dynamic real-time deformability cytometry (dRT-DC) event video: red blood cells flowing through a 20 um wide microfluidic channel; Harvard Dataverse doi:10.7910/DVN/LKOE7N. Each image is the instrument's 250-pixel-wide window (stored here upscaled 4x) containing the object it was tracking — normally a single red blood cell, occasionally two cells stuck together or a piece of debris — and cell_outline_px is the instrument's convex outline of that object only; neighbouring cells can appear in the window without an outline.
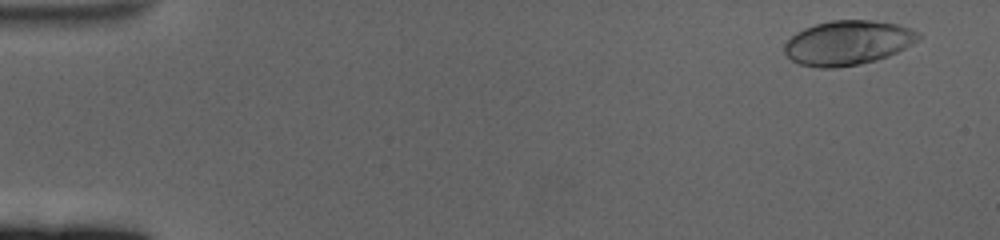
{"species": "human", "species_latin": "Homo sapiens", "temperature_condition": "cold", "stored_images_in_passage": 61, "camera_frame_rate_fps": 3000, "um_per_image_px": 0.085, "donor": {"sex": "female"}, "frame": {"image": 1, "passage_image": 4, "time_ms": 1.0, "image_size_px": [1000, 240], "cell_outline_px": [[920, 40], [888, 56], [876, 60], [860, 64], [836, 68], [820, 68], [800, 64], [792, 60], [784, 52], [784, 44], [796, 32], [804, 28], [816, 24], [832, 20], [872, 20], [896, 24], [920, 32]], "centroid_in_image_um": [72.06, 3.64], "position_along_channel_um": 12.9, "area_um2": 34.68}}
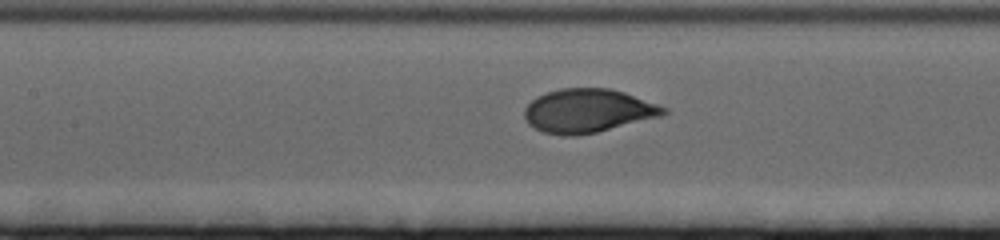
{"frame": {"image": 2, "passage_image": 29, "time_ms": 9.333, "image_size_px": [1000, 240], "cell_outline_px": [[668, 112], [660, 116], [596, 132], [576, 136], [564, 136], [544, 132], [528, 124], [524, 116], [524, 108], [536, 96], [560, 88], [608, 88], [624, 92], [668, 108]], "centroid_in_image_um": [49.94, 9.41], "position_along_channel_um": 157.5, "area_um2": 35.2}}
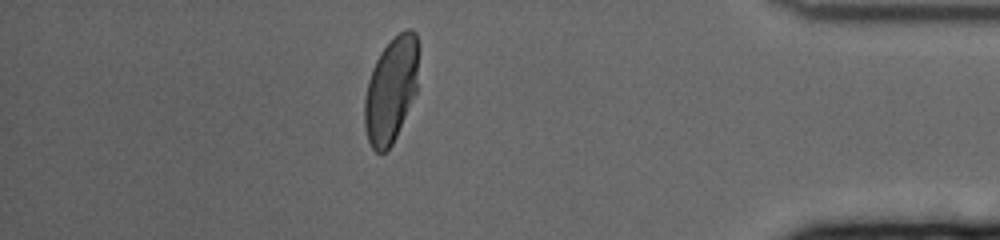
{"frame": {"image": 3, "passage_image": 54, "time_ms": 17.667, "image_size_px": [1000, 240], "cell_outline_px": [[420, 48], [416, 92], [396, 136], [392, 144], [384, 152], [376, 152], [372, 148], [368, 140], [364, 128], [364, 100], [368, 80], [372, 68], [380, 52], [400, 32], [408, 28], [412, 28], [416, 32], [420, 44]], "centroid_in_image_um": [33.26, 7.59], "position_along_channel_um": 401.9, "area_um2": 33.47}, "authors_computed_cell_mechanics": {"area_um2": 34.6222, "velocity_mm_per_s": 3.3556, "shape_relaxation_time_tau1_ms": 3.204, "shape_relaxation_time_tau2_ms": null, "deformation_change_tau1": 0.1803, "deformation_change_tau2": null}}